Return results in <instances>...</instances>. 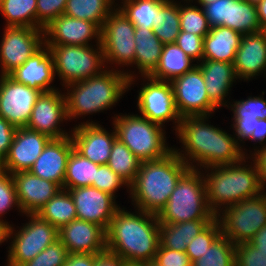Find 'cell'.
Segmentation results:
<instances>
[{
    "label": "cell",
    "mask_w": 266,
    "mask_h": 266,
    "mask_svg": "<svg viewBox=\"0 0 266 266\" xmlns=\"http://www.w3.org/2000/svg\"><path fill=\"white\" fill-rule=\"evenodd\" d=\"M138 212L134 215L119 208L106 230V249L130 265L154 261L160 245L157 215L143 210Z\"/></svg>",
    "instance_id": "obj_1"
},
{
    "label": "cell",
    "mask_w": 266,
    "mask_h": 266,
    "mask_svg": "<svg viewBox=\"0 0 266 266\" xmlns=\"http://www.w3.org/2000/svg\"><path fill=\"white\" fill-rule=\"evenodd\" d=\"M208 118L204 115L185 116L181 118L178 129V136L187 152L183 153L173 149L179 157L190 167L187 156L193 162L198 161L200 166L207 169L216 165H227L243 161L245 158L243 150L235 137L228 135L219 128L209 126L204 121ZM183 155V156H182ZM205 165V166H204Z\"/></svg>",
    "instance_id": "obj_2"
},
{
    "label": "cell",
    "mask_w": 266,
    "mask_h": 266,
    "mask_svg": "<svg viewBox=\"0 0 266 266\" xmlns=\"http://www.w3.org/2000/svg\"><path fill=\"white\" fill-rule=\"evenodd\" d=\"M189 168L174 150L164 158L141 162L135 180L129 185L138 210L157 215Z\"/></svg>",
    "instance_id": "obj_3"
},
{
    "label": "cell",
    "mask_w": 266,
    "mask_h": 266,
    "mask_svg": "<svg viewBox=\"0 0 266 266\" xmlns=\"http://www.w3.org/2000/svg\"><path fill=\"white\" fill-rule=\"evenodd\" d=\"M112 71L104 70L97 76L67 85L72 87L65 96L69 120L110 108L120 99L134 78L128 73Z\"/></svg>",
    "instance_id": "obj_4"
},
{
    "label": "cell",
    "mask_w": 266,
    "mask_h": 266,
    "mask_svg": "<svg viewBox=\"0 0 266 266\" xmlns=\"http://www.w3.org/2000/svg\"><path fill=\"white\" fill-rule=\"evenodd\" d=\"M240 162L212 166L214 171L204 178L207 202L216 216L218 206L227 204L228 207L263 193L255 163L247 168L241 167Z\"/></svg>",
    "instance_id": "obj_5"
},
{
    "label": "cell",
    "mask_w": 266,
    "mask_h": 266,
    "mask_svg": "<svg viewBox=\"0 0 266 266\" xmlns=\"http://www.w3.org/2000/svg\"><path fill=\"white\" fill-rule=\"evenodd\" d=\"M197 171L189 168L180 177L166 205L157 214L159 223L216 219L207 202L204 175Z\"/></svg>",
    "instance_id": "obj_6"
},
{
    "label": "cell",
    "mask_w": 266,
    "mask_h": 266,
    "mask_svg": "<svg viewBox=\"0 0 266 266\" xmlns=\"http://www.w3.org/2000/svg\"><path fill=\"white\" fill-rule=\"evenodd\" d=\"M113 122L117 138L141 162L164 158L173 151L165 144L162 126L141 115H119Z\"/></svg>",
    "instance_id": "obj_7"
},
{
    "label": "cell",
    "mask_w": 266,
    "mask_h": 266,
    "mask_svg": "<svg viewBox=\"0 0 266 266\" xmlns=\"http://www.w3.org/2000/svg\"><path fill=\"white\" fill-rule=\"evenodd\" d=\"M222 214L216 216L222 235L235 245L249 242L266 225V193L225 207Z\"/></svg>",
    "instance_id": "obj_8"
},
{
    "label": "cell",
    "mask_w": 266,
    "mask_h": 266,
    "mask_svg": "<svg viewBox=\"0 0 266 266\" xmlns=\"http://www.w3.org/2000/svg\"><path fill=\"white\" fill-rule=\"evenodd\" d=\"M95 51L90 46L44 45L48 46L53 58L55 73L66 85L101 74V65L106 62L101 43ZM99 50V51H98ZM100 71V72H99Z\"/></svg>",
    "instance_id": "obj_9"
},
{
    "label": "cell",
    "mask_w": 266,
    "mask_h": 266,
    "mask_svg": "<svg viewBox=\"0 0 266 266\" xmlns=\"http://www.w3.org/2000/svg\"><path fill=\"white\" fill-rule=\"evenodd\" d=\"M135 30V25L119 7L112 11L101 28L104 60L116 62L118 65L135 64Z\"/></svg>",
    "instance_id": "obj_10"
},
{
    "label": "cell",
    "mask_w": 266,
    "mask_h": 266,
    "mask_svg": "<svg viewBox=\"0 0 266 266\" xmlns=\"http://www.w3.org/2000/svg\"><path fill=\"white\" fill-rule=\"evenodd\" d=\"M27 216L31 217L29 223L14 235L15 238L8 251V262L13 265H24L59 239L58 229L55 226L36 214Z\"/></svg>",
    "instance_id": "obj_11"
},
{
    "label": "cell",
    "mask_w": 266,
    "mask_h": 266,
    "mask_svg": "<svg viewBox=\"0 0 266 266\" xmlns=\"http://www.w3.org/2000/svg\"><path fill=\"white\" fill-rule=\"evenodd\" d=\"M170 83L176 109L181 118L207 116L217 108L208 97L204 77L197 64L190 71L175 78Z\"/></svg>",
    "instance_id": "obj_12"
},
{
    "label": "cell",
    "mask_w": 266,
    "mask_h": 266,
    "mask_svg": "<svg viewBox=\"0 0 266 266\" xmlns=\"http://www.w3.org/2000/svg\"><path fill=\"white\" fill-rule=\"evenodd\" d=\"M39 90L19 83L10 75H1L0 79V116L15 128L26 127Z\"/></svg>",
    "instance_id": "obj_13"
},
{
    "label": "cell",
    "mask_w": 266,
    "mask_h": 266,
    "mask_svg": "<svg viewBox=\"0 0 266 266\" xmlns=\"http://www.w3.org/2000/svg\"><path fill=\"white\" fill-rule=\"evenodd\" d=\"M0 46L2 75H9L17 67L23 65L42 44L43 29L31 27H6ZM42 35V36H41Z\"/></svg>",
    "instance_id": "obj_14"
},
{
    "label": "cell",
    "mask_w": 266,
    "mask_h": 266,
    "mask_svg": "<svg viewBox=\"0 0 266 266\" xmlns=\"http://www.w3.org/2000/svg\"><path fill=\"white\" fill-rule=\"evenodd\" d=\"M143 77L150 82L141 88L138 95L137 103L142 117L161 126L167 120H174L178 124L175 129L177 130L181 116L176 109L171 83L150 76Z\"/></svg>",
    "instance_id": "obj_15"
},
{
    "label": "cell",
    "mask_w": 266,
    "mask_h": 266,
    "mask_svg": "<svg viewBox=\"0 0 266 266\" xmlns=\"http://www.w3.org/2000/svg\"><path fill=\"white\" fill-rule=\"evenodd\" d=\"M68 191L76 208L77 219L108 229L112 218L120 208L115 204L112 195L92 186L72 188Z\"/></svg>",
    "instance_id": "obj_16"
},
{
    "label": "cell",
    "mask_w": 266,
    "mask_h": 266,
    "mask_svg": "<svg viewBox=\"0 0 266 266\" xmlns=\"http://www.w3.org/2000/svg\"><path fill=\"white\" fill-rule=\"evenodd\" d=\"M63 119H68L65 94L44 92L37 98L26 128L60 139L69 136L58 126Z\"/></svg>",
    "instance_id": "obj_17"
},
{
    "label": "cell",
    "mask_w": 266,
    "mask_h": 266,
    "mask_svg": "<svg viewBox=\"0 0 266 266\" xmlns=\"http://www.w3.org/2000/svg\"><path fill=\"white\" fill-rule=\"evenodd\" d=\"M51 138L26 127L17 128L9 152L0 169L14 174L29 171Z\"/></svg>",
    "instance_id": "obj_18"
},
{
    "label": "cell",
    "mask_w": 266,
    "mask_h": 266,
    "mask_svg": "<svg viewBox=\"0 0 266 266\" xmlns=\"http://www.w3.org/2000/svg\"><path fill=\"white\" fill-rule=\"evenodd\" d=\"M44 45H80L88 46L92 37L101 43V28L90 21L67 16L65 14L52 20L44 28ZM50 36L47 39L46 36Z\"/></svg>",
    "instance_id": "obj_19"
},
{
    "label": "cell",
    "mask_w": 266,
    "mask_h": 266,
    "mask_svg": "<svg viewBox=\"0 0 266 266\" xmlns=\"http://www.w3.org/2000/svg\"><path fill=\"white\" fill-rule=\"evenodd\" d=\"M58 238L69 254H98L106 250V230L84 220L75 219L63 225Z\"/></svg>",
    "instance_id": "obj_20"
},
{
    "label": "cell",
    "mask_w": 266,
    "mask_h": 266,
    "mask_svg": "<svg viewBox=\"0 0 266 266\" xmlns=\"http://www.w3.org/2000/svg\"><path fill=\"white\" fill-rule=\"evenodd\" d=\"M18 208L27 214H36L52 197L62 188L55 182H51L29 171H20L12 174Z\"/></svg>",
    "instance_id": "obj_21"
},
{
    "label": "cell",
    "mask_w": 266,
    "mask_h": 266,
    "mask_svg": "<svg viewBox=\"0 0 266 266\" xmlns=\"http://www.w3.org/2000/svg\"><path fill=\"white\" fill-rule=\"evenodd\" d=\"M115 128L109 134L100 125L86 122L73 130L72 141L74 149L84 158L95 164H107L113 143L117 138Z\"/></svg>",
    "instance_id": "obj_22"
},
{
    "label": "cell",
    "mask_w": 266,
    "mask_h": 266,
    "mask_svg": "<svg viewBox=\"0 0 266 266\" xmlns=\"http://www.w3.org/2000/svg\"><path fill=\"white\" fill-rule=\"evenodd\" d=\"M74 149L72 138L51 139L29 169L39 178L55 182L63 188L67 161Z\"/></svg>",
    "instance_id": "obj_23"
},
{
    "label": "cell",
    "mask_w": 266,
    "mask_h": 266,
    "mask_svg": "<svg viewBox=\"0 0 266 266\" xmlns=\"http://www.w3.org/2000/svg\"><path fill=\"white\" fill-rule=\"evenodd\" d=\"M41 47L26 62L17 67L9 75L19 83L39 90L41 93L52 92L56 89L49 87L55 77L53 58L48 46Z\"/></svg>",
    "instance_id": "obj_24"
},
{
    "label": "cell",
    "mask_w": 266,
    "mask_h": 266,
    "mask_svg": "<svg viewBox=\"0 0 266 266\" xmlns=\"http://www.w3.org/2000/svg\"><path fill=\"white\" fill-rule=\"evenodd\" d=\"M234 69L236 76L245 80L266 70V34L263 30L242 36Z\"/></svg>",
    "instance_id": "obj_25"
},
{
    "label": "cell",
    "mask_w": 266,
    "mask_h": 266,
    "mask_svg": "<svg viewBox=\"0 0 266 266\" xmlns=\"http://www.w3.org/2000/svg\"><path fill=\"white\" fill-rule=\"evenodd\" d=\"M204 77L205 87L210 101L216 106L226 105L224 97L228 94L229 88L234 79L235 74L234 64L228 62H220L214 60H202V63L197 65Z\"/></svg>",
    "instance_id": "obj_26"
},
{
    "label": "cell",
    "mask_w": 266,
    "mask_h": 266,
    "mask_svg": "<svg viewBox=\"0 0 266 266\" xmlns=\"http://www.w3.org/2000/svg\"><path fill=\"white\" fill-rule=\"evenodd\" d=\"M242 34L233 29L217 26L204 36L203 59L234 64Z\"/></svg>",
    "instance_id": "obj_27"
},
{
    "label": "cell",
    "mask_w": 266,
    "mask_h": 266,
    "mask_svg": "<svg viewBox=\"0 0 266 266\" xmlns=\"http://www.w3.org/2000/svg\"><path fill=\"white\" fill-rule=\"evenodd\" d=\"M213 220H192L186 222L160 223V245L167 249L186 251L187 245Z\"/></svg>",
    "instance_id": "obj_28"
},
{
    "label": "cell",
    "mask_w": 266,
    "mask_h": 266,
    "mask_svg": "<svg viewBox=\"0 0 266 266\" xmlns=\"http://www.w3.org/2000/svg\"><path fill=\"white\" fill-rule=\"evenodd\" d=\"M135 64L143 76H149L158 66L164 44L153 29L136 28L134 34Z\"/></svg>",
    "instance_id": "obj_29"
},
{
    "label": "cell",
    "mask_w": 266,
    "mask_h": 266,
    "mask_svg": "<svg viewBox=\"0 0 266 266\" xmlns=\"http://www.w3.org/2000/svg\"><path fill=\"white\" fill-rule=\"evenodd\" d=\"M237 141L247 140L257 126V119H266V101L262 97H249L231 105Z\"/></svg>",
    "instance_id": "obj_30"
},
{
    "label": "cell",
    "mask_w": 266,
    "mask_h": 266,
    "mask_svg": "<svg viewBox=\"0 0 266 266\" xmlns=\"http://www.w3.org/2000/svg\"><path fill=\"white\" fill-rule=\"evenodd\" d=\"M185 52L176 44H164L156 69L149 75L153 79L171 82L175 78L190 71L195 65Z\"/></svg>",
    "instance_id": "obj_31"
},
{
    "label": "cell",
    "mask_w": 266,
    "mask_h": 266,
    "mask_svg": "<svg viewBox=\"0 0 266 266\" xmlns=\"http://www.w3.org/2000/svg\"><path fill=\"white\" fill-rule=\"evenodd\" d=\"M223 27L233 29L242 35L261 31L256 4L246 0H228Z\"/></svg>",
    "instance_id": "obj_32"
},
{
    "label": "cell",
    "mask_w": 266,
    "mask_h": 266,
    "mask_svg": "<svg viewBox=\"0 0 266 266\" xmlns=\"http://www.w3.org/2000/svg\"><path fill=\"white\" fill-rule=\"evenodd\" d=\"M36 215L55 226L58 230L63 225L77 219L73 199L69 191L63 188L40 208Z\"/></svg>",
    "instance_id": "obj_33"
},
{
    "label": "cell",
    "mask_w": 266,
    "mask_h": 266,
    "mask_svg": "<svg viewBox=\"0 0 266 266\" xmlns=\"http://www.w3.org/2000/svg\"><path fill=\"white\" fill-rule=\"evenodd\" d=\"M99 165L84 158L75 149L69 155L63 189L91 186Z\"/></svg>",
    "instance_id": "obj_34"
},
{
    "label": "cell",
    "mask_w": 266,
    "mask_h": 266,
    "mask_svg": "<svg viewBox=\"0 0 266 266\" xmlns=\"http://www.w3.org/2000/svg\"><path fill=\"white\" fill-rule=\"evenodd\" d=\"M168 0H125L119 9L136 28L153 29L157 27L159 9Z\"/></svg>",
    "instance_id": "obj_35"
},
{
    "label": "cell",
    "mask_w": 266,
    "mask_h": 266,
    "mask_svg": "<svg viewBox=\"0 0 266 266\" xmlns=\"http://www.w3.org/2000/svg\"><path fill=\"white\" fill-rule=\"evenodd\" d=\"M112 3V0H67L64 14L90 21L102 28L112 11Z\"/></svg>",
    "instance_id": "obj_36"
},
{
    "label": "cell",
    "mask_w": 266,
    "mask_h": 266,
    "mask_svg": "<svg viewBox=\"0 0 266 266\" xmlns=\"http://www.w3.org/2000/svg\"><path fill=\"white\" fill-rule=\"evenodd\" d=\"M37 0H0L7 27L37 28Z\"/></svg>",
    "instance_id": "obj_37"
},
{
    "label": "cell",
    "mask_w": 266,
    "mask_h": 266,
    "mask_svg": "<svg viewBox=\"0 0 266 266\" xmlns=\"http://www.w3.org/2000/svg\"><path fill=\"white\" fill-rule=\"evenodd\" d=\"M141 161L118 138L115 139L107 165L129 185L135 180Z\"/></svg>",
    "instance_id": "obj_38"
},
{
    "label": "cell",
    "mask_w": 266,
    "mask_h": 266,
    "mask_svg": "<svg viewBox=\"0 0 266 266\" xmlns=\"http://www.w3.org/2000/svg\"><path fill=\"white\" fill-rule=\"evenodd\" d=\"M155 36L163 44L175 43L180 33L179 5L168 0L157 14V27L153 28Z\"/></svg>",
    "instance_id": "obj_39"
},
{
    "label": "cell",
    "mask_w": 266,
    "mask_h": 266,
    "mask_svg": "<svg viewBox=\"0 0 266 266\" xmlns=\"http://www.w3.org/2000/svg\"><path fill=\"white\" fill-rule=\"evenodd\" d=\"M235 247L221 234L192 266H235Z\"/></svg>",
    "instance_id": "obj_40"
},
{
    "label": "cell",
    "mask_w": 266,
    "mask_h": 266,
    "mask_svg": "<svg viewBox=\"0 0 266 266\" xmlns=\"http://www.w3.org/2000/svg\"><path fill=\"white\" fill-rule=\"evenodd\" d=\"M180 31L193 33L204 37L210 31V26L203 9L197 6H179Z\"/></svg>",
    "instance_id": "obj_41"
},
{
    "label": "cell",
    "mask_w": 266,
    "mask_h": 266,
    "mask_svg": "<svg viewBox=\"0 0 266 266\" xmlns=\"http://www.w3.org/2000/svg\"><path fill=\"white\" fill-rule=\"evenodd\" d=\"M221 234V227L216 218L196 237H193L186 247V254L192 263L198 260Z\"/></svg>",
    "instance_id": "obj_42"
},
{
    "label": "cell",
    "mask_w": 266,
    "mask_h": 266,
    "mask_svg": "<svg viewBox=\"0 0 266 266\" xmlns=\"http://www.w3.org/2000/svg\"><path fill=\"white\" fill-rule=\"evenodd\" d=\"M68 254L67 248L58 239L23 266H64Z\"/></svg>",
    "instance_id": "obj_43"
},
{
    "label": "cell",
    "mask_w": 266,
    "mask_h": 266,
    "mask_svg": "<svg viewBox=\"0 0 266 266\" xmlns=\"http://www.w3.org/2000/svg\"><path fill=\"white\" fill-rule=\"evenodd\" d=\"M67 0H37V28L43 29L64 14Z\"/></svg>",
    "instance_id": "obj_44"
},
{
    "label": "cell",
    "mask_w": 266,
    "mask_h": 266,
    "mask_svg": "<svg viewBox=\"0 0 266 266\" xmlns=\"http://www.w3.org/2000/svg\"><path fill=\"white\" fill-rule=\"evenodd\" d=\"M128 185L107 164L99 165L92 187L114 196L115 191L122 185Z\"/></svg>",
    "instance_id": "obj_45"
},
{
    "label": "cell",
    "mask_w": 266,
    "mask_h": 266,
    "mask_svg": "<svg viewBox=\"0 0 266 266\" xmlns=\"http://www.w3.org/2000/svg\"><path fill=\"white\" fill-rule=\"evenodd\" d=\"M235 266H266V252H260L249 242L235 247Z\"/></svg>",
    "instance_id": "obj_46"
},
{
    "label": "cell",
    "mask_w": 266,
    "mask_h": 266,
    "mask_svg": "<svg viewBox=\"0 0 266 266\" xmlns=\"http://www.w3.org/2000/svg\"><path fill=\"white\" fill-rule=\"evenodd\" d=\"M9 174V172L0 169V215L13 207V205H18L14 180L12 174ZM0 221L8 227L10 226L7 222Z\"/></svg>",
    "instance_id": "obj_47"
},
{
    "label": "cell",
    "mask_w": 266,
    "mask_h": 266,
    "mask_svg": "<svg viewBox=\"0 0 266 266\" xmlns=\"http://www.w3.org/2000/svg\"><path fill=\"white\" fill-rule=\"evenodd\" d=\"M175 43L193 60H203L204 37L180 31Z\"/></svg>",
    "instance_id": "obj_48"
},
{
    "label": "cell",
    "mask_w": 266,
    "mask_h": 266,
    "mask_svg": "<svg viewBox=\"0 0 266 266\" xmlns=\"http://www.w3.org/2000/svg\"><path fill=\"white\" fill-rule=\"evenodd\" d=\"M154 261L159 266H192L186 251H176L159 246Z\"/></svg>",
    "instance_id": "obj_49"
},
{
    "label": "cell",
    "mask_w": 266,
    "mask_h": 266,
    "mask_svg": "<svg viewBox=\"0 0 266 266\" xmlns=\"http://www.w3.org/2000/svg\"><path fill=\"white\" fill-rule=\"evenodd\" d=\"M228 0H217L213 3L201 5L211 28L223 26L226 21Z\"/></svg>",
    "instance_id": "obj_50"
},
{
    "label": "cell",
    "mask_w": 266,
    "mask_h": 266,
    "mask_svg": "<svg viewBox=\"0 0 266 266\" xmlns=\"http://www.w3.org/2000/svg\"><path fill=\"white\" fill-rule=\"evenodd\" d=\"M16 129L17 128L0 116V164L9 152Z\"/></svg>",
    "instance_id": "obj_51"
},
{
    "label": "cell",
    "mask_w": 266,
    "mask_h": 266,
    "mask_svg": "<svg viewBox=\"0 0 266 266\" xmlns=\"http://www.w3.org/2000/svg\"><path fill=\"white\" fill-rule=\"evenodd\" d=\"M95 266H130V264L119 255L106 249L95 254Z\"/></svg>",
    "instance_id": "obj_52"
},
{
    "label": "cell",
    "mask_w": 266,
    "mask_h": 266,
    "mask_svg": "<svg viewBox=\"0 0 266 266\" xmlns=\"http://www.w3.org/2000/svg\"><path fill=\"white\" fill-rule=\"evenodd\" d=\"M255 157L253 162L256 165L258 176H259V183L261 189L264 191V185L266 183V145L263 146L260 150L254 153Z\"/></svg>",
    "instance_id": "obj_53"
},
{
    "label": "cell",
    "mask_w": 266,
    "mask_h": 266,
    "mask_svg": "<svg viewBox=\"0 0 266 266\" xmlns=\"http://www.w3.org/2000/svg\"><path fill=\"white\" fill-rule=\"evenodd\" d=\"M64 266H95V254H68Z\"/></svg>",
    "instance_id": "obj_54"
},
{
    "label": "cell",
    "mask_w": 266,
    "mask_h": 266,
    "mask_svg": "<svg viewBox=\"0 0 266 266\" xmlns=\"http://www.w3.org/2000/svg\"><path fill=\"white\" fill-rule=\"evenodd\" d=\"M251 245L260 250V252H266V225L263 226L249 241Z\"/></svg>",
    "instance_id": "obj_55"
},
{
    "label": "cell",
    "mask_w": 266,
    "mask_h": 266,
    "mask_svg": "<svg viewBox=\"0 0 266 266\" xmlns=\"http://www.w3.org/2000/svg\"><path fill=\"white\" fill-rule=\"evenodd\" d=\"M266 138V119H257V126L249 139L263 142Z\"/></svg>",
    "instance_id": "obj_56"
},
{
    "label": "cell",
    "mask_w": 266,
    "mask_h": 266,
    "mask_svg": "<svg viewBox=\"0 0 266 266\" xmlns=\"http://www.w3.org/2000/svg\"><path fill=\"white\" fill-rule=\"evenodd\" d=\"M258 20L262 30L266 27V0H261L256 4Z\"/></svg>",
    "instance_id": "obj_57"
},
{
    "label": "cell",
    "mask_w": 266,
    "mask_h": 266,
    "mask_svg": "<svg viewBox=\"0 0 266 266\" xmlns=\"http://www.w3.org/2000/svg\"><path fill=\"white\" fill-rule=\"evenodd\" d=\"M13 233V228L11 226L8 227L5 223L0 221V243L7 240V238Z\"/></svg>",
    "instance_id": "obj_58"
},
{
    "label": "cell",
    "mask_w": 266,
    "mask_h": 266,
    "mask_svg": "<svg viewBox=\"0 0 266 266\" xmlns=\"http://www.w3.org/2000/svg\"><path fill=\"white\" fill-rule=\"evenodd\" d=\"M186 1H187V0H186ZM215 1H217V0H198V3H199L200 5H206V4L213 3V2H215Z\"/></svg>",
    "instance_id": "obj_59"
},
{
    "label": "cell",
    "mask_w": 266,
    "mask_h": 266,
    "mask_svg": "<svg viewBox=\"0 0 266 266\" xmlns=\"http://www.w3.org/2000/svg\"><path fill=\"white\" fill-rule=\"evenodd\" d=\"M143 266H159V265L155 261H151L146 264H143Z\"/></svg>",
    "instance_id": "obj_60"
},
{
    "label": "cell",
    "mask_w": 266,
    "mask_h": 266,
    "mask_svg": "<svg viewBox=\"0 0 266 266\" xmlns=\"http://www.w3.org/2000/svg\"><path fill=\"white\" fill-rule=\"evenodd\" d=\"M248 2H251L252 4H257L259 3L261 0H246Z\"/></svg>",
    "instance_id": "obj_61"
},
{
    "label": "cell",
    "mask_w": 266,
    "mask_h": 266,
    "mask_svg": "<svg viewBox=\"0 0 266 266\" xmlns=\"http://www.w3.org/2000/svg\"><path fill=\"white\" fill-rule=\"evenodd\" d=\"M6 266H23V265H13V264L8 262Z\"/></svg>",
    "instance_id": "obj_62"
}]
</instances>
